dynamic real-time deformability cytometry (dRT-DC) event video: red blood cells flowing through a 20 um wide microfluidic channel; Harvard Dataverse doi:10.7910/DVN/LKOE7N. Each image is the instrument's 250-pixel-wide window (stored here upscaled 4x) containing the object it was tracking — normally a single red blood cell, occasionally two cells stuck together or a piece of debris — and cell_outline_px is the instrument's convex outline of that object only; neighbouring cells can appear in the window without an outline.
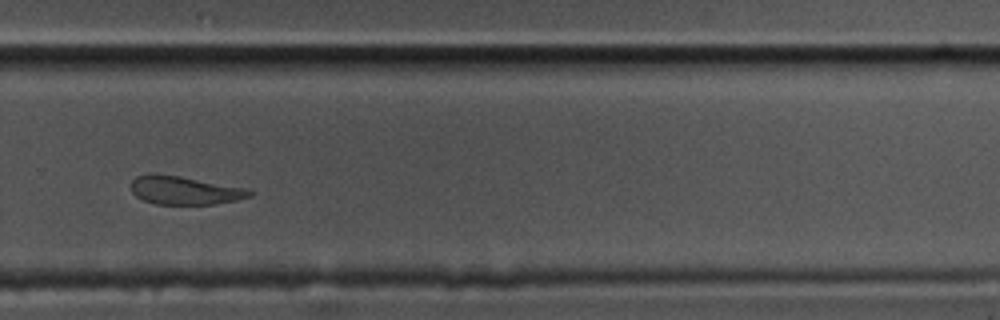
{"species": "common noctule bat (a hibernating species)", "species_latin": "Nyctalus noctula", "temperature_condition": "cold", "stored_images_in_passage": 9, "segment_of_instrument_passage": [1, 2], "camera_frame_rate_fps": 3000, "um_per_image_px": 0.085, "animal": {"sex": "male", "body_mass_g": 17.5, "forearm_length_mm": 52.3}, "frame": {"image": 1, "passage_image": 8, "time_ms": 2.333, "image_size_px": [1000, 320], "cell_outline_px": [[252, 196], [236, 200], [212, 204], [156, 204], [144, 200], [136, 196], [132, 192], [132, 180], [136, 176], [148, 172], [156, 172], [180, 176], [248, 188], [252, 192]], "centroid_in_image_um": [15.67, 16.15], "position_along_channel_um": 314.1, "area_um2": 19.77}}